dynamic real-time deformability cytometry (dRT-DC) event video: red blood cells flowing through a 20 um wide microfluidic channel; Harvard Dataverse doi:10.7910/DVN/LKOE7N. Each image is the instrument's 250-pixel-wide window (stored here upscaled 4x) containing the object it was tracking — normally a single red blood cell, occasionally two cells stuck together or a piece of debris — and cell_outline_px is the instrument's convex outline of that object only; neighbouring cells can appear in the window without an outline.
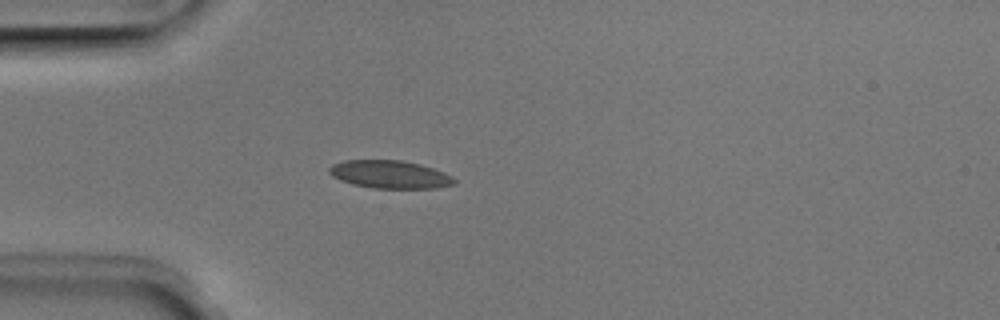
{"species": "Egyptian fruit bat (a non-hibernating species)", "species_latin": "Rousettus aegyptiacus", "temperature_condition": "room temperature", "stored_images_in_passage": 4, "camera_frame_rate_fps": 3000, "um_per_image_px": 0.085, "animal": {"sex": "male"}, "frame": {"image": 1, "passage_image": 4, "time_ms": 1.0, "image_size_px": [1000, 320], "cell_outline_px": [[456, 184], [436, 188], [372, 188], [352, 184], [340, 180], [332, 176], [328, 172], [328, 168], [332, 164], [344, 160], [400, 160], [420, 164], [444, 172], [452, 176], [456, 180]], "centroid_in_image_um": [33.13, 14.82], "position_along_channel_um": 51.9, "area_um2": 20.46}}